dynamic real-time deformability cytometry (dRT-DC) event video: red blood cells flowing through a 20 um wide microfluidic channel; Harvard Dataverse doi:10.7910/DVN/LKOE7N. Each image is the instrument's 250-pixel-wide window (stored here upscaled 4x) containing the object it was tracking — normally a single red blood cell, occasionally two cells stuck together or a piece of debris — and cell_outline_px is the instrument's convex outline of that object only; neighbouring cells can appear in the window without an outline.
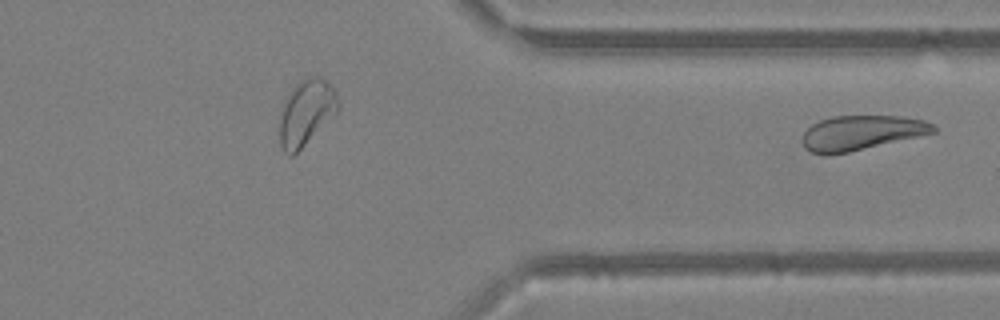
{"species": "Egyptian fruit bat (a non-hibernating species)", "species_latin": "Rousettus aegyptiacus", "temperature_condition": "warm", "stored_images_in_passage": 33, "segment_of_instrument_passage": [2, 2], "camera_frame_rate_fps": 3000, "um_per_image_px": 0.085, "animal": {"sex": "female"}, "frame": {"image": 1, "passage_image": 33, "time_ms": 10.667, "image_size_px": [1000, 320], "cell_outline_px": [[936, 132], [920, 136], [848, 152], [812, 152], [804, 148], [804, 132], [812, 124], [820, 120], [832, 116], [904, 116], [924, 120], [932, 124], [936, 128]], "centroid_in_image_um": [73.28, 11.25], "position_along_channel_um": 338.1, "area_um2": 25.84}}